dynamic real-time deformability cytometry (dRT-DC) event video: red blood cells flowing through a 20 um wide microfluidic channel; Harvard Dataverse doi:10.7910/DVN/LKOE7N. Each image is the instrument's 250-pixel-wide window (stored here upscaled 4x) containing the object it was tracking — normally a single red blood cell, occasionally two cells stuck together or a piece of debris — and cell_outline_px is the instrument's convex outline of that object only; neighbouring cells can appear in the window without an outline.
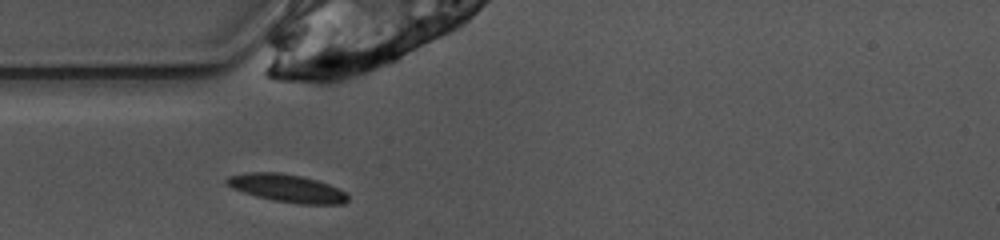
{"species": "common noctule bat (a hibernating species)", "species_latin": "Nyctalus noctula", "temperature_condition": "warm", "stored_images_in_passage": 38, "camera_frame_rate_fps": 3000, "um_per_image_px": 0.085, "animal": {"sex": "female", "body_mass_g": 10.0, "forearm_length_mm": 53.1}, "frame": {"image": 1, "passage_image": 1, "time_ms": 0.0, "image_size_px": [1000, 240], "cell_outline_px": [[348, 200], [344, 204], [300, 204], [276, 200], [256, 196], [232, 188], [224, 180], [228, 176], [244, 172], [280, 172], [300, 176], [316, 180], [328, 184], [348, 192]], "centroid_in_image_um": [24.41, 15.99], "position_along_channel_um": 60.6, "area_um2": 19.59}}
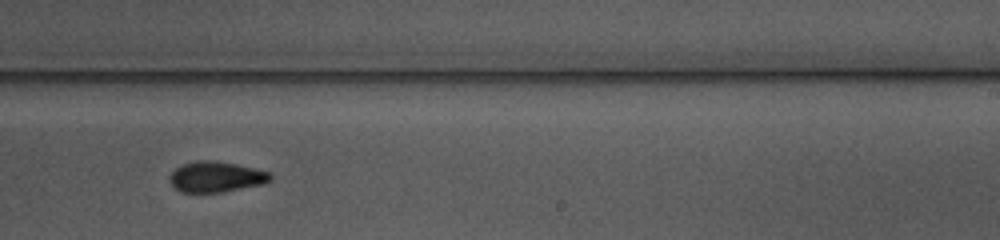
{"frame": {"image": 2, "passage_image": 17, "time_ms": 5.333, "image_size_px": [1000, 240], "cell_outline_px": [[272, 180], [264, 184], [220, 192], [180, 192], [168, 180], [172, 172], [180, 164], [196, 160], [212, 160], [236, 164], [268, 172], [272, 176]], "centroid_in_image_um": [18.34, 15.02], "position_along_channel_um": 270.7, "area_um2": 17.92}}
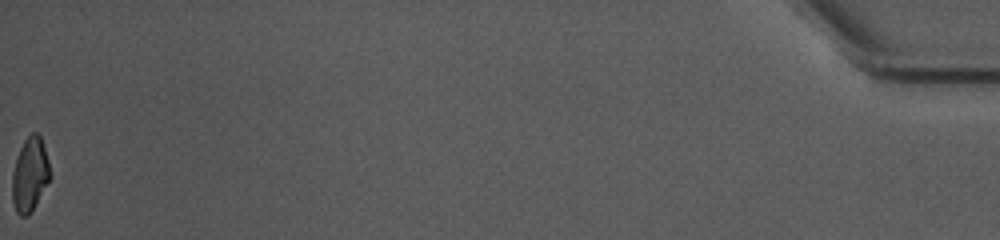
{"frame": {"image": 3, "passage_image": 38, "time_ms": 12.333, "image_size_px": [1000, 240], "cell_outline_px": [[52, 176], [28, 216], [20, 216], [16, 212], [12, 200], [12, 172], [16, 156], [24, 140], [32, 132], [36, 132], [40, 136], [48, 160]], "centroid_in_image_um": [2.53, 14.83], "position_along_channel_um": 432.7, "area_um2": 16.36}, "authors_computed_cell_mechanics": {"area_um2": 17.918, "velocity_mm_per_s": 3.9214, "shape_relaxation_time_tau1_ms": 3.1907, "shape_relaxation_time_tau2_ms": 5.6503, "deformation_change_tau1": 0.1414, "deformation_change_tau2": 0.1219}}